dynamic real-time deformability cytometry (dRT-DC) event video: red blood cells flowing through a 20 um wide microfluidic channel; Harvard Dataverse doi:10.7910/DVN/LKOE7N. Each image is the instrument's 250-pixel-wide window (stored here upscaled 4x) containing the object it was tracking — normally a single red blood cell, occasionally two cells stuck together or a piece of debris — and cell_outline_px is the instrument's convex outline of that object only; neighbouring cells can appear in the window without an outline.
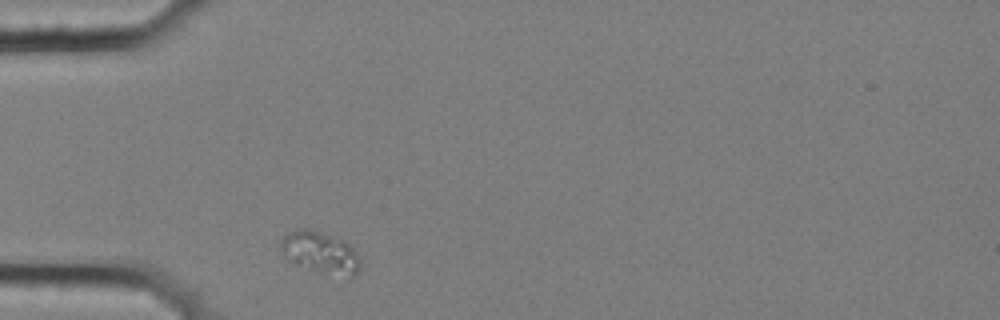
{"species": "common noctule bat (a hibernating species)", "species_latin": "Nyctalus noctula", "temperature_condition": "cold", "stored_images_in_passage": 35, "camera_frame_rate_fps": 3000, "um_per_image_px": 0.085, "animal": {"sex": "female", "body_mass_g": 25.1}, "frame": {"image": 1, "passage_image": 1, "time_ms": 0.0, "image_size_px": [1000, 320], "cell_outline_px": [[360, 268], [348, 280], [296, 264], [288, 260], [280, 252], [280, 240], [288, 232], [300, 228], [312, 228], [344, 240], [360, 256]], "centroid_in_image_um": [27.23, 21.46], "position_along_channel_um": 57.8, "area_um2": 19.77}}
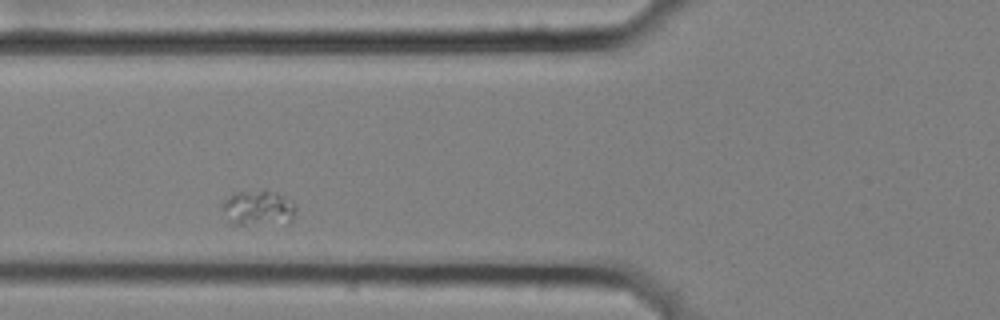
{"frame": {"image": 2, "passage_image": 6, "time_ms": 1.667, "image_size_px": [1000, 320], "cell_outline_px": [[296, 208], [292, 216], [244, 224], [228, 224], [220, 208], [220, 204], [232, 192], [264, 188], [276, 192], [284, 196], [296, 204]], "centroid_in_image_um": [21.76, 17.55], "position_along_channel_um": 104.0, "area_um2": 14.68}}
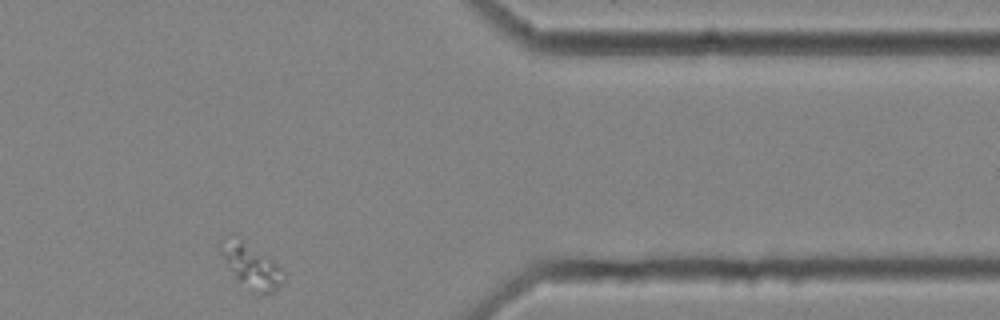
{"frame": {"image": 3, "passage_image": 34, "time_ms": 11.0, "image_size_px": [1000, 320], "cell_outline_px": [[284, 272], [280, 284], [272, 292], [260, 292], [236, 280], [220, 252], [216, 244], [220, 240], [240, 240], [280, 264]], "centroid_in_image_um": [21.34, 22.6], "position_along_channel_um": 390.1, "area_um2": 15.26}}